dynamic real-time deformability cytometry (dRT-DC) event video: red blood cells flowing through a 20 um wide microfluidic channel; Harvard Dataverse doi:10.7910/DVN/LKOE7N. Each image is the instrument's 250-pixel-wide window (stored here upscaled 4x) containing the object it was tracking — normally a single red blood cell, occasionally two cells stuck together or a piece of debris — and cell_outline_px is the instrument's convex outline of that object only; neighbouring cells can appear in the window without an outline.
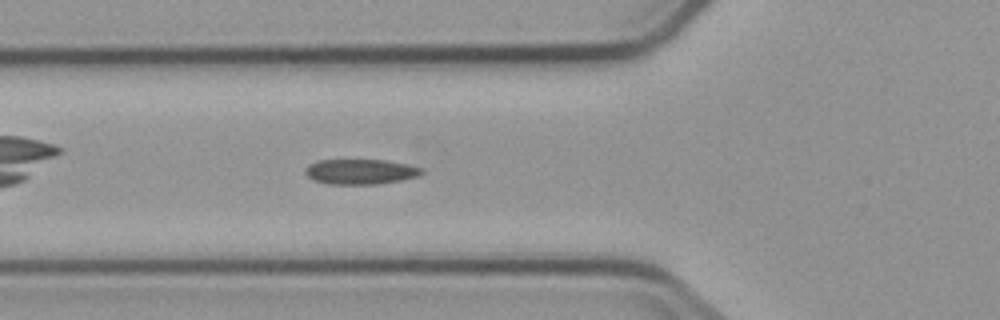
{"species": "common noctule bat (a hibernating species)", "species_latin": "Nyctalus noctula", "temperature_condition": "cold", "stored_images_in_passage": 7, "camera_frame_rate_fps": 3000, "um_per_image_px": 0.085, "animal": {"sex": "male", "body_mass_g": 23.1, "forearm_length_mm": 52.7}, "frame": {"image": 1, "passage_image": 6, "time_ms": 5.667, "image_size_px": [1000, 320], "cell_outline_px": [[424, 172], [420, 176], [400, 180], [376, 184], [328, 184], [316, 180], [308, 176], [304, 172], [304, 168], [320, 160], [384, 160], [408, 164], [424, 168]], "centroid_in_image_um": [30.7, 14.59], "position_along_channel_um": 95.1, "area_um2": 16.99}}